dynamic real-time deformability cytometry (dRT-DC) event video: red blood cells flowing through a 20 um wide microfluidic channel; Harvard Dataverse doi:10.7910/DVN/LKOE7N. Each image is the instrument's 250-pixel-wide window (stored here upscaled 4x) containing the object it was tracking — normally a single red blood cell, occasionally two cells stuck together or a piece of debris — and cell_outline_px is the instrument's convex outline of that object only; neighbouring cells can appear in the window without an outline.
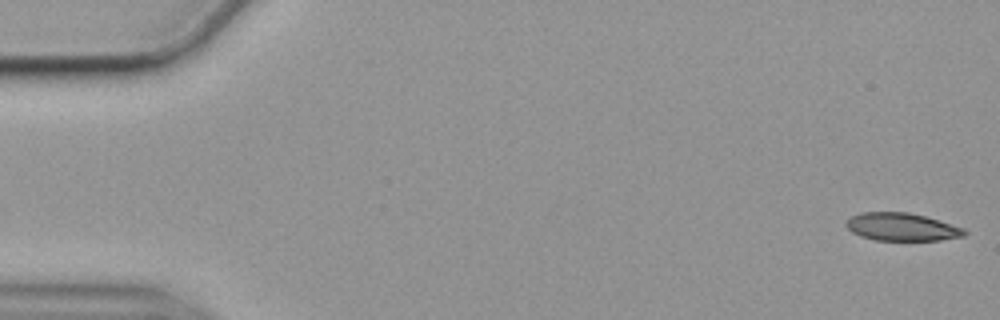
{"species": "common noctule bat (a hibernating species)", "species_latin": "Nyctalus noctula", "temperature_condition": "cold", "stored_images_in_passage": 55, "camera_frame_rate_fps": 3000, "um_per_image_px": 0.085, "animal": {"sex": "female", "body_mass_g": 19.9}, "frame": {"image": 1, "passage_image": 1, "time_ms": 0.0, "image_size_px": [1000, 320], "cell_outline_px": [[968, 232], [964, 236], [940, 240], [876, 240], [860, 236], [852, 232], [844, 224], [852, 216], [860, 212], [908, 212], [924, 216], [964, 228]], "centroid_in_image_um": [76.64, 19.29], "position_along_channel_um": 8.4, "area_um2": 19.07}}
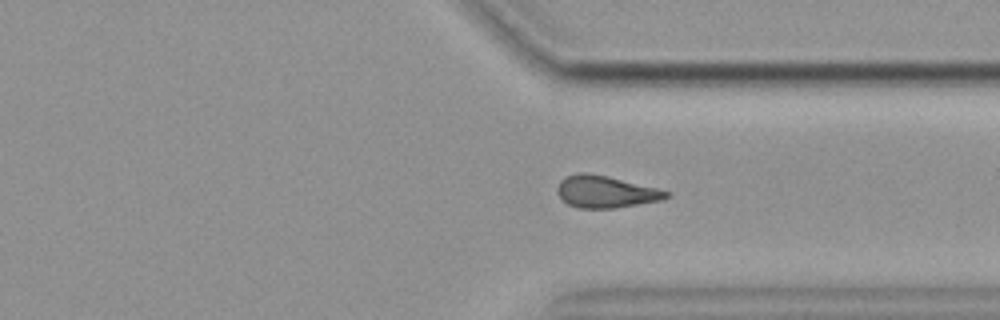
{"frame": {"image": 2, "passage_image": 42, "time_ms": 13.667, "image_size_px": [1000, 320], "cell_outline_px": [[672, 196], [664, 200], [616, 208], [576, 208], [568, 204], [556, 192], [556, 188], [560, 180], [564, 176], [576, 172], [584, 172], [608, 176], [656, 188], [668, 192]], "centroid_in_image_um": [51.46, 16.3], "position_along_channel_um": 359.9, "area_um2": 20.52}}
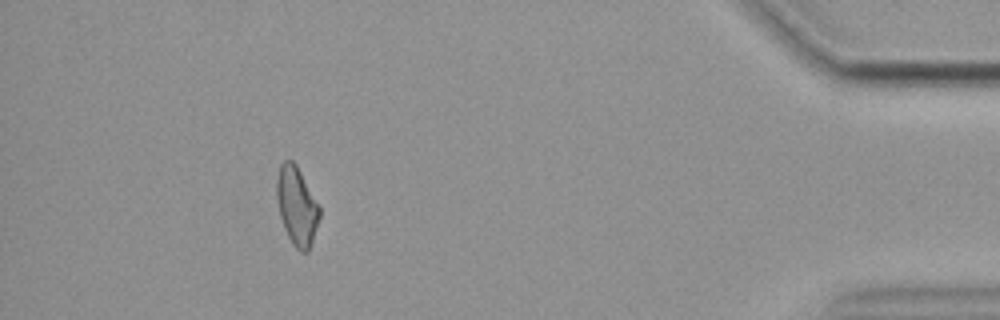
{"frame": {"image": 3, "passage_image": 51, "time_ms": 16.667, "image_size_px": [1000, 320], "cell_outline_px": [[320, 216], [308, 252], [300, 252], [292, 244], [284, 228], [280, 216], [276, 200], [276, 176], [280, 164], [284, 160], [292, 160], [296, 164], [320, 208]], "centroid_in_image_um": [25.19, 17.5], "position_along_channel_um": 410.0, "area_um2": 19.48}}